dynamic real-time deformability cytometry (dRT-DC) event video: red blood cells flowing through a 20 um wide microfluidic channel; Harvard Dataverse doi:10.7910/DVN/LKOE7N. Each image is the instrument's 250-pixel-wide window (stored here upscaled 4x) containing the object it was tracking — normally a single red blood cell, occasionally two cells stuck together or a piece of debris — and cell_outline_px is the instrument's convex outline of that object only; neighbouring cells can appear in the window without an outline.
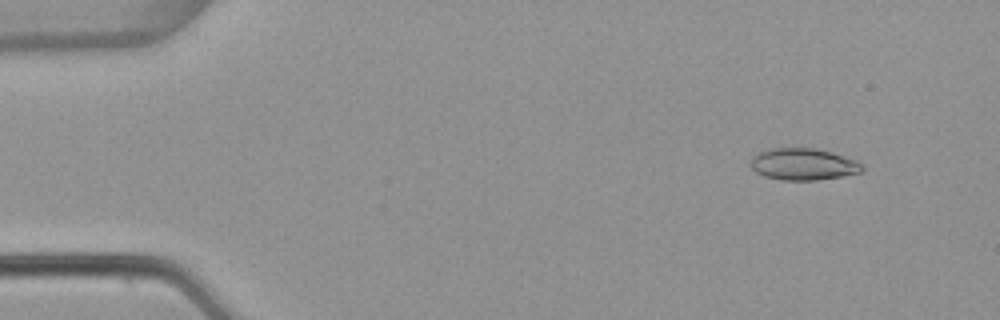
{"species": "common noctule bat (a hibernating species)", "species_latin": "Nyctalus noctula", "temperature_condition": "warm", "stored_images_in_passage": 50, "camera_frame_rate_fps": 3000, "um_per_image_px": 0.085, "animal": {"sex": "female", "body_mass_g": 22.7, "forearm_length_mm": 54.2}, "frame": {"image": 1, "passage_image": 2, "time_ms": 0.333, "image_size_px": [1000, 320], "cell_outline_px": [[864, 168], [860, 172], [840, 176], [816, 180], [780, 180], [764, 176], [756, 172], [752, 168], [752, 156], [768, 148], [816, 148], [832, 152], [856, 160], [864, 164]], "centroid_in_image_um": [68.29, 13.95], "position_along_channel_um": 16.7, "area_um2": 20.63}}
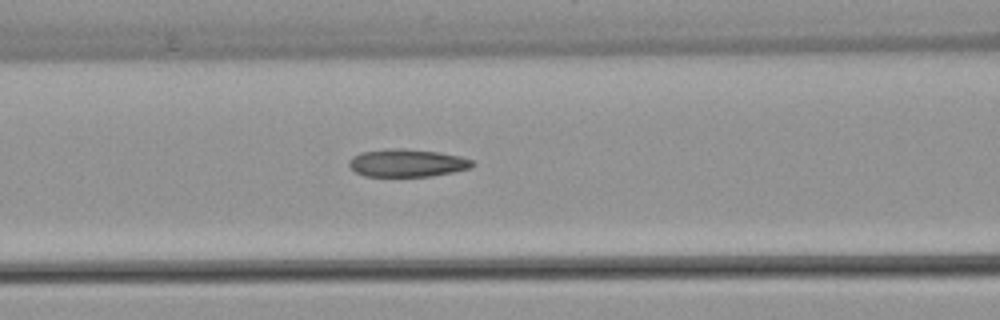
{"frame": {"image": 2, "passage_image": 19, "time_ms": 6.0, "image_size_px": [1000, 320], "cell_outline_px": [[476, 164], [472, 168], [432, 176], [364, 176], [356, 172], [348, 164], [348, 160], [352, 156], [360, 152], [392, 148], [404, 148], [440, 152], [460, 156], [472, 160]], "centroid_in_image_um": [34.62, 13.84], "position_along_channel_um": 132.0, "area_um2": 20.11}}
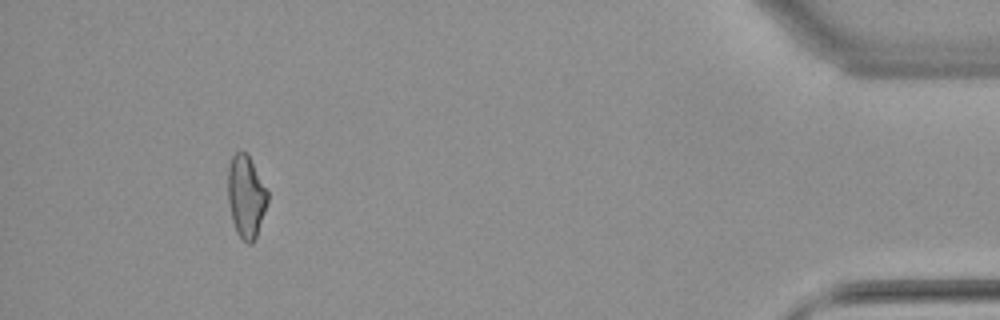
{"frame": {"image": 3, "passage_image": 46, "time_ms": 15.0, "image_size_px": [1000, 320], "cell_outline_px": [[268, 200], [256, 236], [252, 244], [248, 244], [236, 232], [232, 220], [228, 200], [228, 168], [232, 156], [240, 148], [248, 152], [268, 188]], "centroid_in_image_um": [20.92, 16.61], "position_along_channel_um": 414.3, "area_um2": 19.42}, "authors_computed_cell_mechanics": {"area_um2": 19.8543, "velocity_mm_per_s": 3.8686, "shape_relaxation_time_tau1_ms": null, "shape_relaxation_time_tau2_ms": 3.6244, "deformation_change_tau1": null, "deformation_change_tau2": 0.1165}}